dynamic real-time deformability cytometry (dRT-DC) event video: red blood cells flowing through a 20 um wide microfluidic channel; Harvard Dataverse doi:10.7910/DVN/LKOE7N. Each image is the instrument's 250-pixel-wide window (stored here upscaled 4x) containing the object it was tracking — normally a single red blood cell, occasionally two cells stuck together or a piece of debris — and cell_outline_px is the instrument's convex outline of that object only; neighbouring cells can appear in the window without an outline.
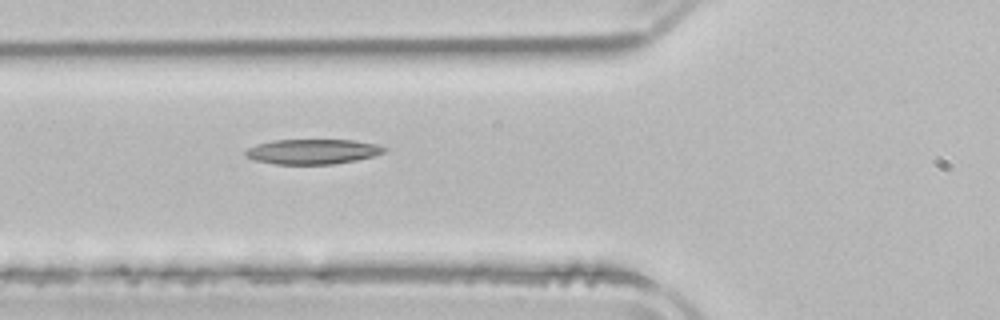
{"species": "common noctule bat (a hibernating species)", "species_latin": "Nyctalus noctula", "temperature_condition": "room temperature", "stored_images_in_passage": 4, "camera_frame_rate_fps": 3000, "um_per_image_px": 0.085, "animal": {"sex": "male", "body_mass_g": 21.5, "forearm_length_mm": 52.0}, "frame": {"image": 1, "passage_image": 4, "time_ms": 3.333, "image_size_px": [1000, 320], "cell_outline_px": [[388, 148], [384, 152], [372, 156], [356, 160], [332, 164], [276, 164], [252, 160], [244, 156], [244, 152], [248, 148], [256, 144], [272, 140], [352, 140], [376, 144]], "centroid_in_image_um": [26.52, 12.88], "position_along_channel_um": 99.3, "area_um2": 20.23}}